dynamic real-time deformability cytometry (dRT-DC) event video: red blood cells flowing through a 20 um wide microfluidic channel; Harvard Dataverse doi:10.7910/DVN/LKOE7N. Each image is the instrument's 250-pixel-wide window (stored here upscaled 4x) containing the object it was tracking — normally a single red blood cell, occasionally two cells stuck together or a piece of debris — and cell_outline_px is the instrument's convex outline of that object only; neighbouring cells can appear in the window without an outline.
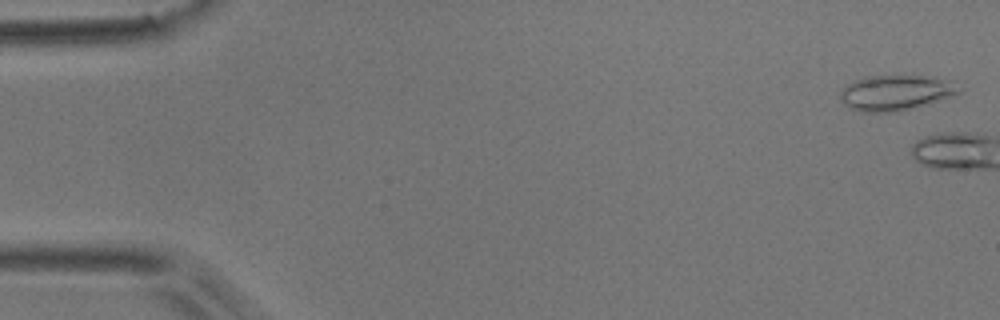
{"species": "common noctule bat (a hibernating species)", "species_latin": "Nyctalus noctula", "temperature_condition": "room temperature", "stored_images_in_passage": 4, "camera_frame_rate_fps": 3000, "um_per_image_px": 0.085, "animal": {"sex": "male", "body_mass_g": 17.9}, "frame": {"image": 1, "passage_image": 2, "time_ms": 0.333, "image_size_px": [1000, 320], "cell_outline_px": [[960, 92], [952, 96], [896, 112], [860, 112], [844, 104], [840, 100], [840, 92], [848, 84], [864, 76], [932, 76], [952, 80]], "centroid_in_image_um": [76.11, 7.87], "position_along_channel_um": 8.9, "area_um2": 24.16}}